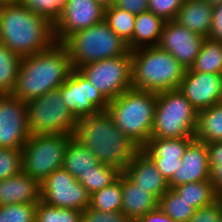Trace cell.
I'll list each match as a JSON object with an SVG mask.
<instances>
[{"label": "cell", "mask_w": 222, "mask_h": 222, "mask_svg": "<svg viewBox=\"0 0 222 222\" xmlns=\"http://www.w3.org/2000/svg\"><path fill=\"white\" fill-rule=\"evenodd\" d=\"M30 136L26 102L0 95V147L22 149Z\"/></svg>", "instance_id": "4fadbf2b"}, {"label": "cell", "mask_w": 222, "mask_h": 222, "mask_svg": "<svg viewBox=\"0 0 222 222\" xmlns=\"http://www.w3.org/2000/svg\"><path fill=\"white\" fill-rule=\"evenodd\" d=\"M31 135L67 134L74 136L77 119L67 109L59 88L26 103Z\"/></svg>", "instance_id": "9c48e42d"}, {"label": "cell", "mask_w": 222, "mask_h": 222, "mask_svg": "<svg viewBox=\"0 0 222 222\" xmlns=\"http://www.w3.org/2000/svg\"><path fill=\"white\" fill-rule=\"evenodd\" d=\"M0 43L20 57L33 55L56 43L54 25L22 4L2 5Z\"/></svg>", "instance_id": "7a4b0ae2"}, {"label": "cell", "mask_w": 222, "mask_h": 222, "mask_svg": "<svg viewBox=\"0 0 222 222\" xmlns=\"http://www.w3.org/2000/svg\"><path fill=\"white\" fill-rule=\"evenodd\" d=\"M184 0H149L148 10L164 21L174 20Z\"/></svg>", "instance_id": "74e56055"}, {"label": "cell", "mask_w": 222, "mask_h": 222, "mask_svg": "<svg viewBox=\"0 0 222 222\" xmlns=\"http://www.w3.org/2000/svg\"><path fill=\"white\" fill-rule=\"evenodd\" d=\"M207 148L211 167L210 181L222 196V141L207 143Z\"/></svg>", "instance_id": "8d00e7d4"}, {"label": "cell", "mask_w": 222, "mask_h": 222, "mask_svg": "<svg viewBox=\"0 0 222 222\" xmlns=\"http://www.w3.org/2000/svg\"><path fill=\"white\" fill-rule=\"evenodd\" d=\"M40 200V184L23 171L0 181V206L38 203Z\"/></svg>", "instance_id": "44dd1931"}, {"label": "cell", "mask_w": 222, "mask_h": 222, "mask_svg": "<svg viewBox=\"0 0 222 222\" xmlns=\"http://www.w3.org/2000/svg\"><path fill=\"white\" fill-rule=\"evenodd\" d=\"M204 40L205 37L171 20L165 21L157 46L188 69L194 64Z\"/></svg>", "instance_id": "9a60e30c"}, {"label": "cell", "mask_w": 222, "mask_h": 222, "mask_svg": "<svg viewBox=\"0 0 222 222\" xmlns=\"http://www.w3.org/2000/svg\"><path fill=\"white\" fill-rule=\"evenodd\" d=\"M164 23L165 21L161 17L149 10L136 14L132 50L141 47L157 46Z\"/></svg>", "instance_id": "603a6c76"}, {"label": "cell", "mask_w": 222, "mask_h": 222, "mask_svg": "<svg viewBox=\"0 0 222 222\" xmlns=\"http://www.w3.org/2000/svg\"><path fill=\"white\" fill-rule=\"evenodd\" d=\"M194 137L150 138L141 150L155 163L162 176L169 182L181 165V158Z\"/></svg>", "instance_id": "e0dca14e"}, {"label": "cell", "mask_w": 222, "mask_h": 222, "mask_svg": "<svg viewBox=\"0 0 222 222\" xmlns=\"http://www.w3.org/2000/svg\"><path fill=\"white\" fill-rule=\"evenodd\" d=\"M156 98V92L131 88L109 101L106 109L114 125L140 149L151 138Z\"/></svg>", "instance_id": "5b68a950"}, {"label": "cell", "mask_w": 222, "mask_h": 222, "mask_svg": "<svg viewBox=\"0 0 222 222\" xmlns=\"http://www.w3.org/2000/svg\"><path fill=\"white\" fill-rule=\"evenodd\" d=\"M208 38L222 42V3L213 7L212 26Z\"/></svg>", "instance_id": "60d3db41"}, {"label": "cell", "mask_w": 222, "mask_h": 222, "mask_svg": "<svg viewBox=\"0 0 222 222\" xmlns=\"http://www.w3.org/2000/svg\"><path fill=\"white\" fill-rule=\"evenodd\" d=\"M41 200L47 205L84 211L90 206V194L63 167L53 171L41 184Z\"/></svg>", "instance_id": "8fae6325"}, {"label": "cell", "mask_w": 222, "mask_h": 222, "mask_svg": "<svg viewBox=\"0 0 222 222\" xmlns=\"http://www.w3.org/2000/svg\"><path fill=\"white\" fill-rule=\"evenodd\" d=\"M105 8L96 0H68L60 19L54 24L56 43L104 20Z\"/></svg>", "instance_id": "5bb4252c"}, {"label": "cell", "mask_w": 222, "mask_h": 222, "mask_svg": "<svg viewBox=\"0 0 222 222\" xmlns=\"http://www.w3.org/2000/svg\"><path fill=\"white\" fill-rule=\"evenodd\" d=\"M22 172V149L0 147V181Z\"/></svg>", "instance_id": "d590c367"}, {"label": "cell", "mask_w": 222, "mask_h": 222, "mask_svg": "<svg viewBox=\"0 0 222 222\" xmlns=\"http://www.w3.org/2000/svg\"><path fill=\"white\" fill-rule=\"evenodd\" d=\"M122 171L115 166L98 163L92 166L86 173H82L77 179L92 195L105 186L113 184L120 176Z\"/></svg>", "instance_id": "83f0119b"}, {"label": "cell", "mask_w": 222, "mask_h": 222, "mask_svg": "<svg viewBox=\"0 0 222 222\" xmlns=\"http://www.w3.org/2000/svg\"><path fill=\"white\" fill-rule=\"evenodd\" d=\"M72 135H31L22 148V171L41 184L53 171L62 168L67 143Z\"/></svg>", "instance_id": "ba28073f"}, {"label": "cell", "mask_w": 222, "mask_h": 222, "mask_svg": "<svg viewBox=\"0 0 222 222\" xmlns=\"http://www.w3.org/2000/svg\"><path fill=\"white\" fill-rule=\"evenodd\" d=\"M132 88L150 92L178 89L186 68L158 46L131 50Z\"/></svg>", "instance_id": "277c9868"}, {"label": "cell", "mask_w": 222, "mask_h": 222, "mask_svg": "<svg viewBox=\"0 0 222 222\" xmlns=\"http://www.w3.org/2000/svg\"><path fill=\"white\" fill-rule=\"evenodd\" d=\"M90 207L103 212L121 211V174L113 184L105 186L90 196Z\"/></svg>", "instance_id": "1f68e13d"}, {"label": "cell", "mask_w": 222, "mask_h": 222, "mask_svg": "<svg viewBox=\"0 0 222 222\" xmlns=\"http://www.w3.org/2000/svg\"><path fill=\"white\" fill-rule=\"evenodd\" d=\"M81 222H131L122 211L103 212L88 206L82 211Z\"/></svg>", "instance_id": "f35d334b"}, {"label": "cell", "mask_w": 222, "mask_h": 222, "mask_svg": "<svg viewBox=\"0 0 222 222\" xmlns=\"http://www.w3.org/2000/svg\"><path fill=\"white\" fill-rule=\"evenodd\" d=\"M114 6L130 13L140 14L148 11L149 0H116Z\"/></svg>", "instance_id": "b9f144b4"}, {"label": "cell", "mask_w": 222, "mask_h": 222, "mask_svg": "<svg viewBox=\"0 0 222 222\" xmlns=\"http://www.w3.org/2000/svg\"><path fill=\"white\" fill-rule=\"evenodd\" d=\"M211 167L209 164L207 143L193 139L187 146L181 165L168 182L169 188L191 182L210 180Z\"/></svg>", "instance_id": "ac0fdd59"}, {"label": "cell", "mask_w": 222, "mask_h": 222, "mask_svg": "<svg viewBox=\"0 0 222 222\" xmlns=\"http://www.w3.org/2000/svg\"><path fill=\"white\" fill-rule=\"evenodd\" d=\"M197 118V110L178 89L158 92L151 138L194 137Z\"/></svg>", "instance_id": "52a82bcc"}, {"label": "cell", "mask_w": 222, "mask_h": 222, "mask_svg": "<svg viewBox=\"0 0 222 222\" xmlns=\"http://www.w3.org/2000/svg\"><path fill=\"white\" fill-rule=\"evenodd\" d=\"M77 70L108 101L132 88L131 50L119 57L87 63Z\"/></svg>", "instance_id": "30bf717a"}, {"label": "cell", "mask_w": 222, "mask_h": 222, "mask_svg": "<svg viewBox=\"0 0 222 222\" xmlns=\"http://www.w3.org/2000/svg\"><path fill=\"white\" fill-rule=\"evenodd\" d=\"M136 222H174L159 207L141 216Z\"/></svg>", "instance_id": "7bdbcfd3"}, {"label": "cell", "mask_w": 222, "mask_h": 222, "mask_svg": "<svg viewBox=\"0 0 222 222\" xmlns=\"http://www.w3.org/2000/svg\"><path fill=\"white\" fill-rule=\"evenodd\" d=\"M105 9L114 5L116 0H96Z\"/></svg>", "instance_id": "f6af8a7d"}, {"label": "cell", "mask_w": 222, "mask_h": 222, "mask_svg": "<svg viewBox=\"0 0 222 222\" xmlns=\"http://www.w3.org/2000/svg\"><path fill=\"white\" fill-rule=\"evenodd\" d=\"M72 70L68 51L62 43L22 57L11 95L28 102L59 88Z\"/></svg>", "instance_id": "6da1fadb"}, {"label": "cell", "mask_w": 222, "mask_h": 222, "mask_svg": "<svg viewBox=\"0 0 222 222\" xmlns=\"http://www.w3.org/2000/svg\"><path fill=\"white\" fill-rule=\"evenodd\" d=\"M222 213V196L214 203L196 209L188 222H219Z\"/></svg>", "instance_id": "ab89813d"}, {"label": "cell", "mask_w": 222, "mask_h": 222, "mask_svg": "<svg viewBox=\"0 0 222 222\" xmlns=\"http://www.w3.org/2000/svg\"><path fill=\"white\" fill-rule=\"evenodd\" d=\"M67 2L68 0H24L22 5L54 25L60 19Z\"/></svg>", "instance_id": "836d02e7"}, {"label": "cell", "mask_w": 222, "mask_h": 222, "mask_svg": "<svg viewBox=\"0 0 222 222\" xmlns=\"http://www.w3.org/2000/svg\"><path fill=\"white\" fill-rule=\"evenodd\" d=\"M219 222H222V213H221V216H220Z\"/></svg>", "instance_id": "7dc6e473"}, {"label": "cell", "mask_w": 222, "mask_h": 222, "mask_svg": "<svg viewBox=\"0 0 222 222\" xmlns=\"http://www.w3.org/2000/svg\"><path fill=\"white\" fill-rule=\"evenodd\" d=\"M213 7L202 0H184L174 21L205 38L212 26Z\"/></svg>", "instance_id": "7402d4cb"}, {"label": "cell", "mask_w": 222, "mask_h": 222, "mask_svg": "<svg viewBox=\"0 0 222 222\" xmlns=\"http://www.w3.org/2000/svg\"><path fill=\"white\" fill-rule=\"evenodd\" d=\"M173 189L195 209L210 205L221 197L210 180L185 183Z\"/></svg>", "instance_id": "484cf974"}, {"label": "cell", "mask_w": 222, "mask_h": 222, "mask_svg": "<svg viewBox=\"0 0 222 222\" xmlns=\"http://www.w3.org/2000/svg\"><path fill=\"white\" fill-rule=\"evenodd\" d=\"M82 211L47 205L40 200L36 206L35 222H81Z\"/></svg>", "instance_id": "d6a6232c"}, {"label": "cell", "mask_w": 222, "mask_h": 222, "mask_svg": "<svg viewBox=\"0 0 222 222\" xmlns=\"http://www.w3.org/2000/svg\"><path fill=\"white\" fill-rule=\"evenodd\" d=\"M59 89L67 109L77 120L108 108L109 101L77 69L71 70Z\"/></svg>", "instance_id": "7c38bea8"}, {"label": "cell", "mask_w": 222, "mask_h": 222, "mask_svg": "<svg viewBox=\"0 0 222 222\" xmlns=\"http://www.w3.org/2000/svg\"><path fill=\"white\" fill-rule=\"evenodd\" d=\"M99 163L95 154L86 148L74 136L67 143V148L63 160V168L67 170L75 179L82 173H86Z\"/></svg>", "instance_id": "cb8c5ba5"}, {"label": "cell", "mask_w": 222, "mask_h": 222, "mask_svg": "<svg viewBox=\"0 0 222 222\" xmlns=\"http://www.w3.org/2000/svg\"><path fill=\"white\" fill-rule=\"evenodd\" d=\"M72 69L102 59L119 57L129 51L125 43L103 20L69 36L63 43Z\"/></svg>", "instance_id": "8992f818"}, {"label": "cell", "mask_w": 222, "mask_h": 222, "mask_svg": "<svg viewBox=\"0 0 222 222\" xmlns=\"http://www.w3.org/2000/svg\"><path fill=\"white\" fill-rule=\"evenodd\" d=\"M123 172L135 184L148 190L157 199L169 189L167 180L159 172L153 160L141 149L134 155Z\"/></svg>", "instance_id": "d6986e66"}, {"label": "cell", "mask_w": 222, "mask_h": 222, "mask_svg": "<svg viewBox=\"0 0 222 222\" xmlns=\"http://www.w3.org/2000/svg\"><path fill=\"white\" fill-rule=\"evenodd\" d=\"M74 137L96 155L100 163L122 172L140 148L113 122L107 111L78 119Z\"/></svg>", "instance_id": "3957f363"}, {"label": "cell", "mask_w": 222, "mask_h": 222, "mask_svg": "<svg viewBox=\"0 0 222 222\" xmlns=\"http://www.w3.org/2000/svg\"><path fill=\"white\" fill-rule=\"evenodd\" d=\"M135 17L136 14L114 5L106 8L104 12V21L116 35L127 43L129 50H132Z\"/></svg>", "instance_id": "f1b7e54d"}, {"label": "cell", "mask_w": 222, "mask_h": 222, "mask_svg": "<svg viewBox=\"0 0 222 222\" xmlns=\"http://www.w3.org/2000/svg\"><path fill=\"white\" fill-rule=\"evenodd\" d=\"M158 207L174 222H188L196 210L171 188L158 199Z\"/></svg>", "instance_id": "f546056e"}, {"label": "cell", "mask_w": 222, "mask_h": 222, "mask_svg": "<svg viewBox=\"0 0 222 222\" xmlns=\"http://www.w3.org/2000/svg\"><path fill=\"white\" fill-rule=\"evenodd\" d=\"M19 55L0 43V95H10L21 64Z\"/></svg>", "instance_id": "4dcf8cb0"}, {"label": "cell", "mask_w": 222, "mask_h": 222, "mask_svg": "<svg viewBox=\"0 0 222 222\" xmlns=\"http://www.w3.org/2000/svg\"><path fill=\"white\" fill-rule=\"evenodd\" d=\"M24 0H0V6L2 5H14L22 4Z\"/></svg>", "instance_id": "ee69618b"}, {"label": "cell", "mask_w": 222, "mask_h": 222, "mask_svg": "<svg viewBox=\"0 0 222 222\" xmlns=\"http://www.w3.org/2000/svg\"><path fill=\"white\" fill-rule=\"evenodd\" d=\"M37 203L0 206V222H35Z\"/></svg>", "instance_id": "e575fe53"}, {"label": "cell", "mask_w": 222, "mask_h": 222, "mask_svg": "<svg viewBox=\"0 0 222 222\" xmlns=\"http://www.w3.org/2000/svg\"><path fill=\"white\" fill-rule=\"evenodd\" d=\"M190 68L195 72L222 75V42L205 38Z\"/></svg>", "instance_id": "4316f807"}, {"label": "cell", "mask_w": 222, "mask_h": 222, "mask_svg": "<svg viewBox=\"0 0 222 222\" xmlns=\"http://www.w3.org/2000/svg\"><path fill=\"white\" fill-rule=\"evenodd\" d=\"M194 138L205 143L222 141V101L198 112Z\"/></svg>", "instance_id": "d4e9b609"}, {"label": "cell", "mask_w": 222, "mask_h": 222, "mask_svg": "<svg viewBox=\"0 0 222 222\" xmlns=\"http://www.w3.org/2000/svg\"><path fill=\"white\" fill-rule=\"evenodd\" d=\"M206 3H208L210 6L214 7L216 5H219L220 3H222V0H202Z\"/></svg>", "instance_id": "bcb514c9"}, {"label": "cell", "mask_w": 222, "mask_h": 222, "mask_svg": "<svg viewBox=\"0 0 222 222\" xmlns=\"http://www.w3.org/2000/svg\"><path fill=\"white\" fill-rule=\"evenodd\" d=\"M121 211L131 222L158 207V199L148 190L135 184L124 172L121 173Z\"/></svg>", "instance_id": "ffe728a7"}, {"label": "cell", "mask_w": 222, "mask_h": 222, "mask_svg": "<svg viewBox=\"0 0 222 222\" xmlns=\"http://www.w3.org/2000/svg\"><path fill=\"white\" fill-rule=\"evenodd\" d=\"M178 90L199 112L222 101V76L186 69Z\"/></svg>", "instance_id": "2e32d148"}]
</instances>
